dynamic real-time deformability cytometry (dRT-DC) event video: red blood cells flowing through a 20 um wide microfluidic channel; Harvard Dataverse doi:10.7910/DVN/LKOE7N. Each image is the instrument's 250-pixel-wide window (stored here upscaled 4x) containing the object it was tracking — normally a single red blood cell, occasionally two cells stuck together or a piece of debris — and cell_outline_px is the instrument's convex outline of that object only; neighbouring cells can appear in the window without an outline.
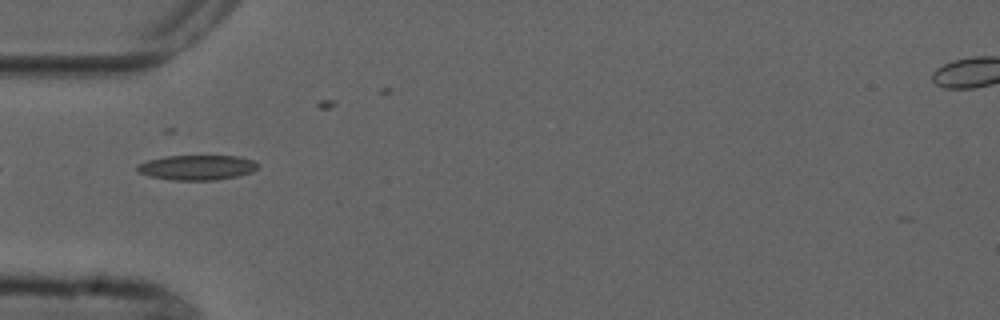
{"species": "common noctule bat (a hibernating species)", "species_latin": "Nyctalus noctula", "temperature_condition": "cold", "stored_images_in_passage": 7, "camera_frame_rate_fps": 3000, "um_per_image_px": 0.085, "animal": {"sex": "male", "forearm_length_mm": 52.5}, "frame": {"image": 1, "passage_image": 4, "time_ms": 3.667, "image_size_px": [1000, 320], "cell_outline_px": [[260, 164], [252, 172], [236, 176], [216, 180], [172, 180], [148, 176], [136, 172], [136, 164], [148, 160], [164, 156], [240, 156], [252, 160]], "centroid_in_image_um": [16.7, 14.23], "position_along_channel_um": 68.3, "area_um2": 17.69}}
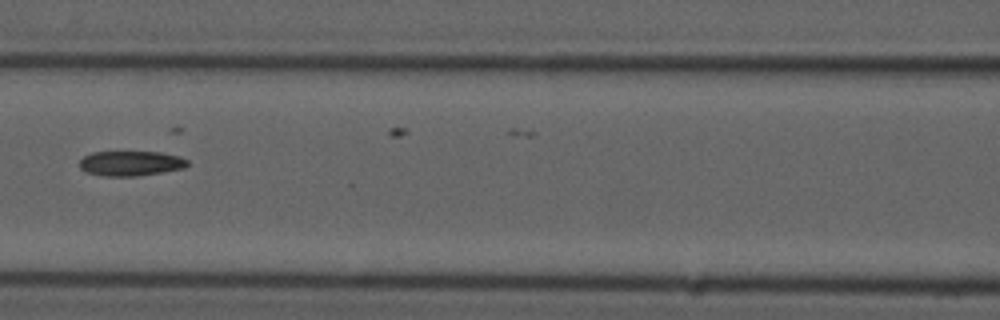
{"frame": {"image": 2, "passage_image": 6, "time_ms": 6.0, "image_size_px": [1000, 320], "cell_outline_px": [[188, 164], [184, 168], [136, 176], [104, 176], [84, 172], [80, 168], [80, 160], [84, 156], [92, 152], [160, 152], [180, 156], [188, 160]], "centroid_in_image_um": [11.09, 13.88], "position_along_channel_um": 155.5, "area_um2": 15.66}}
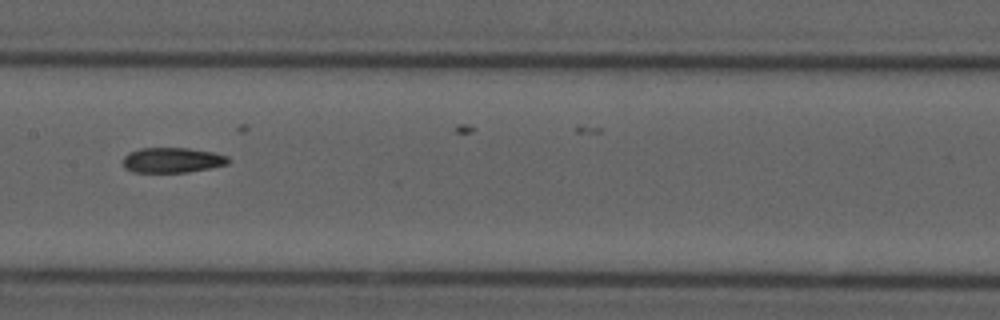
{"frame": {"image": 3, "passage_image": 7, "time_ms": 7.0, "image_size_px": [1000, 320], "cell_outline_px": [[232, 160], [228, 164], [188, 172], [132, 172], [124, 168], [124, 156], [128, 152], [140, 148], [188, 148], [212, 152], [228, 156]], "centroid_in_image_um": [14.65, 13.61], "position_along_channel_um": 192.8, "area_um2": 15.49}}